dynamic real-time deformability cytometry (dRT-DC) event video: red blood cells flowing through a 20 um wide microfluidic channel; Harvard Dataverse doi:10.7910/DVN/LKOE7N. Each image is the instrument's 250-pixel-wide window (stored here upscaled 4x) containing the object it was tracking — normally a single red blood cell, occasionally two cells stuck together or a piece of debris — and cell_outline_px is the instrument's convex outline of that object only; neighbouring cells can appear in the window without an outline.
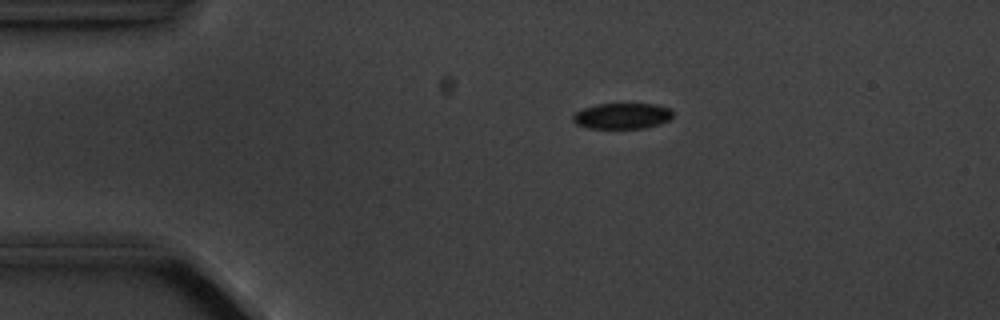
{"species": "common noctule bat (a hibernating species)", "species_latin": "Nyctalus noctula", "temperature_condition": "cold", "stored_images_in_passage": 5, "camera_frame_rate_fps": 3000, "um_per_image_px": 0.085, "animal": {"sex": "male", "body_mass_g": 20.1, "forearm_length_mm": 53.5}, "frame": {"image": 1, "passage_image": 3, "time_ms": 2.333, "image_size_px": [1000, 320], "cell_outline_px": [[672, 116], [668, 120], [660, 124], [644, 128], [588, 128], [576, 124], [572, 120], [572, 116], [576, 112], [584, 108], [596, 104], [656, 104], [668, 108], [672, 112]], "centroid_in_image_um": [52.86, 9.86], "position_along_channel_um": 32.1, "area_um2": 14.97}}